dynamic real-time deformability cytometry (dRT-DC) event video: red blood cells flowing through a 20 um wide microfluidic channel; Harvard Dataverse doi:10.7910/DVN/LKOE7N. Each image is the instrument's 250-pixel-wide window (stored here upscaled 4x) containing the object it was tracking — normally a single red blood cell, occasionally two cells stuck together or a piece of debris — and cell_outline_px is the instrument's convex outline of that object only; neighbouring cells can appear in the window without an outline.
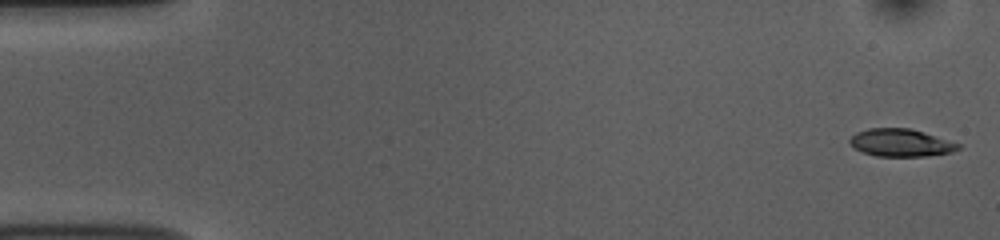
{"species": "common noctule bat (a hibernating species)", "species_latin": "Nyctalus noctula", "temperature_condition": "room temperature", "stored_images_in_passage": 53, "camera_frame_rate_fps": 3000, "um_per_image_px": 0.085, "animal": {"sex": "female", "body_mass_g": 10.0, "forearm_length_mm": 53.1}, "frame": {"image": 1, "passage_image": 1, "time_ms": 0.0, "image_size_px": [1000, 240], "cell_outline_px": [[960, 148], [952, 152], [924, 156], [876, 156], [864, 152], [848, 144], [848, 140], [856, 132], [868, 128], [908, 128], [924, 132], [960, 144]], "centroid_in_image_um": [76.54, 12.13], "position_along_channel_um": 8.5, "area_um2": 17.34}}
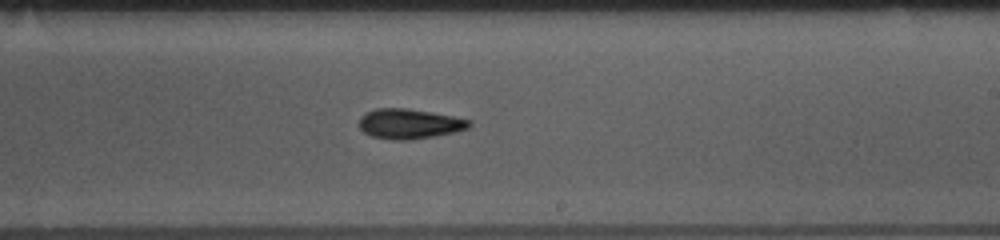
{"frame": {"image": 2, "passage_image": 31, "time_ms": 10.0, "image_size_px": [1000, 240], "cell_outline_px": [[472, 124], [468, 128], [456, 132], [408, 140], [396, 140], [372, 136], [364, 132], [360, 128], [360, 116], [364, 112], [376, 108], [408, 108], [452, 116], [472, 120]], "centroid_in_image_um": [34.8, 10.51], "position_along_channel_um": 254.2, "area_um2": 19.19}}
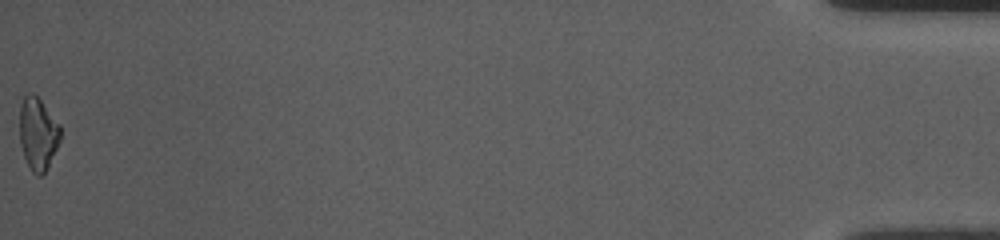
{"frame": {"image": 3, "passage_image": 53, "time_ms": 17.333, "image_size_px": [1000, 240], "cell_outline_px": [[60, 140], [48, 168], [40, 176], [36, 176], [32, 172], [24, 156], [20, 144], [20, 104], [24, 96], [28, 92], [32, 92], [40, 100], [60, 124]], "centroid_in_image_um": [3.22, 11.37], "position_along_channel_um": 432.0, "area_um2": 17.22}, "authors_computed_cell_mechanics": {"area_um2": 18.3226, "velocity_mm_per_s": 3.7609, "shape_relaxation_time_tau1_ms": 3.6726, "shape_relaxation_time_tau2_ms": 6.4963, "deformation_change_tau1": 0.1382, "deformation_change_tau2": 0.1418}}